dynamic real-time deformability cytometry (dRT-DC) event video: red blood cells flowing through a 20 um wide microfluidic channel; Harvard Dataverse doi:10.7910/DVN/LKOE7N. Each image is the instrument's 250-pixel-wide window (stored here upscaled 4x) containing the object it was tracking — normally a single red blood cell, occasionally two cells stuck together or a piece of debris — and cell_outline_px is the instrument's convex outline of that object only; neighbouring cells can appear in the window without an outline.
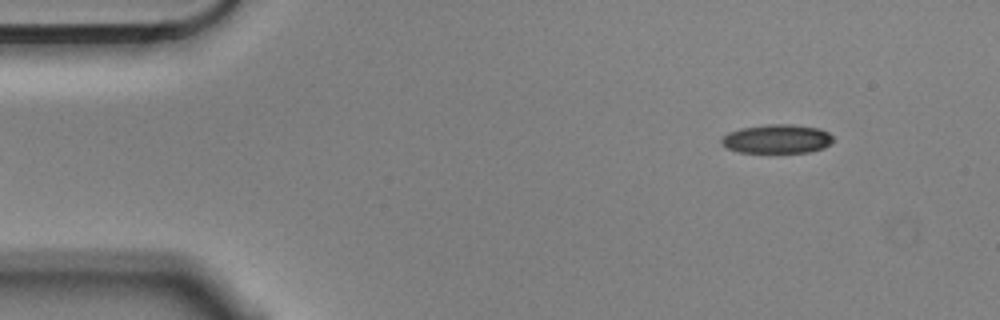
{"species": "Egyptian fruit bat (a non-hibernating species)", "species_latin": "Rousettus aegyptiacus", "temperature_condition": "cold", "stored_images_in_passage": 4, "segment_of_instrument_passage": [2, 2], "camera_frame_rate_fps": 3000, "um_per_image_px": 0.085, "animal": {"sex": "male"}, "frame": {"image": 1, "passage_image": 4, "time_ms": 1.0, "image_size_px": [1000, 320], "cell_outline_px": [[832, 140], [824, 148], [808, 152], [740, 152], [728, 148], [720, 144], [720, 140], [728, 132], [740, 128], [768, 124], [792, 124], [820, 128], [828, 132], [832, 136]], "centroid_in_image_um": [66.03, 11.79], "position_along_channel_um": 19.0, "area_um2": 18.79}}